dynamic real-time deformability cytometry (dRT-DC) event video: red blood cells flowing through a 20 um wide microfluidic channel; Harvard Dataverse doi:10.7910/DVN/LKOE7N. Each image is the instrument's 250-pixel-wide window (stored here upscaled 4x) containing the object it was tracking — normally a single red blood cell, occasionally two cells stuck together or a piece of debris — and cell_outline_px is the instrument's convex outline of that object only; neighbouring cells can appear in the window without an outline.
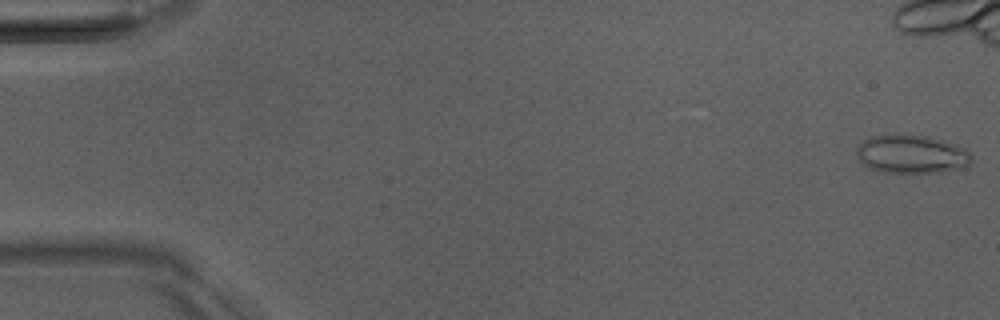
{"species": "Egyptian fruit bat (a non-hibernating species)", "species_latin": "Rousettus aegyptiacus", "temperature_condition": "room temperature", "stored_images_in_passage": 7, "camera_frame_rate_fps": 3000, "um_per_image_px": 0.085, "animal": {"sex": "male"}, "frame": {"image": 1, "passage_image": 1, "time_ms": 0.0, "image_size_px": [1000, 320], "cell_outline_px": [[972, 160], [968, 164], [944, 172], [884, 172], [868, 168], [856, 156], [856, 148], [860, 140], [872, 136], [896, 132], [928, 136], [964, 148], [972, 156]], "centroid_in_image_um": [77.39, 13.07], "position_along_channel_um": 7.6, "area_um2": 26.01}}